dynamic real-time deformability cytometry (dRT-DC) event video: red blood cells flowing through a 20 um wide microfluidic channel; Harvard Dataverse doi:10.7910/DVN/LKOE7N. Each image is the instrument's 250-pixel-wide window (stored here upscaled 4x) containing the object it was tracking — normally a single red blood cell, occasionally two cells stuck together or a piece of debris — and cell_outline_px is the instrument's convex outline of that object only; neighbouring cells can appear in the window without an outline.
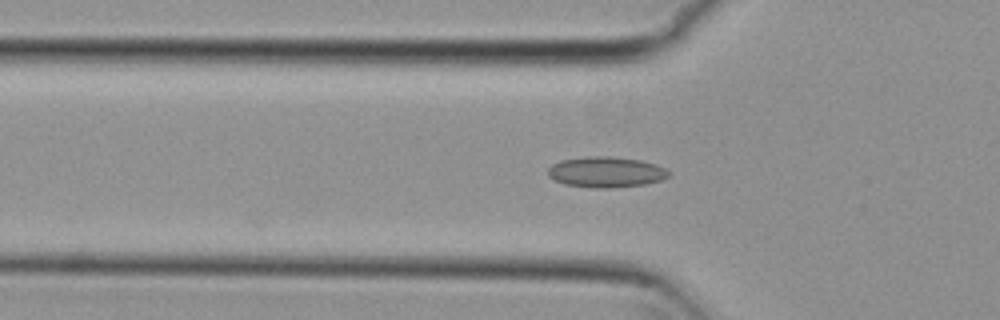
{"species": "common noctule bat (a hibernating species)", "species_latin": "Nyctalus noctula", "temperature_condition": "cold", "stored_images_in_passage": 28, "camera_frame_rate_fps": 3000, "um_per_image_px": 0.085, "animal": {"sex": "female", "body_mass_g": 29.2, "forearm_length_mm": 56.3}, "frame": {"image": 1, "passage_image": 3, "time_ms": 0.667, "image_size_px": [1000, 320], "cell_outline_px": [[672, 172], [668, 176], [660, 180], [644, 184], [608, 188], [596, 188], [564, 184], [548, 176], [548, 168], [552, 164], [560, 160], [588, 156], [608, 156], [640, 160], [656, 164]], "centroid_in_image_um": [51.5, 14.62], "position_along_channel_um": 74.3, "area_um2": 21.5}}
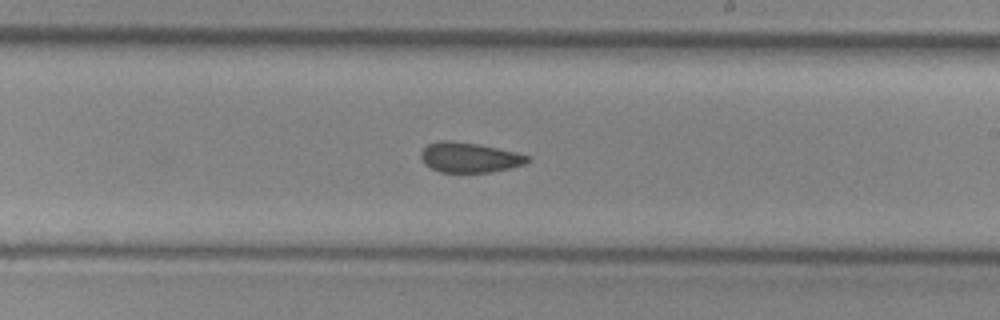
{"frame": {"image": 2, "passage_image": 17, "time_ms": 5.333, "image_size_px": [1000, 320], "cell_outline_px": [[532, 160], [524, 164], [492, 172], [440, 172], [424, 164], [420, 156], [420, 152], [428, 144], [440, 140], [452, 140], [476, 144], [516, 152], [532, 156]], "centroid_in_image_um": [39.91, 13.38], "position_along_channel_um": 249.1, "area_um2": 18.67}}
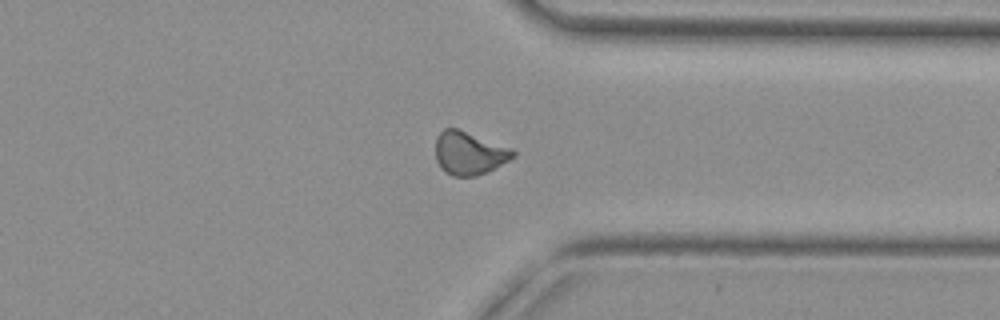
{"frame": {"image": 3, "passage_image": 27, "time_ms": 8.667, "image_size_px": [1000, 320], "cell_outline_px": [[516, 156], [488, 172], [476, 176], [452, 176], [444, 172], [440, 168], [436, 160], [436, 136], [444, 128], [456, 128], [512, 148], [516, 152]], "centroid_in_image_um": [39.87, 13.03], "position_along_channel_um": 371.5, "area_um2": 19.59}}